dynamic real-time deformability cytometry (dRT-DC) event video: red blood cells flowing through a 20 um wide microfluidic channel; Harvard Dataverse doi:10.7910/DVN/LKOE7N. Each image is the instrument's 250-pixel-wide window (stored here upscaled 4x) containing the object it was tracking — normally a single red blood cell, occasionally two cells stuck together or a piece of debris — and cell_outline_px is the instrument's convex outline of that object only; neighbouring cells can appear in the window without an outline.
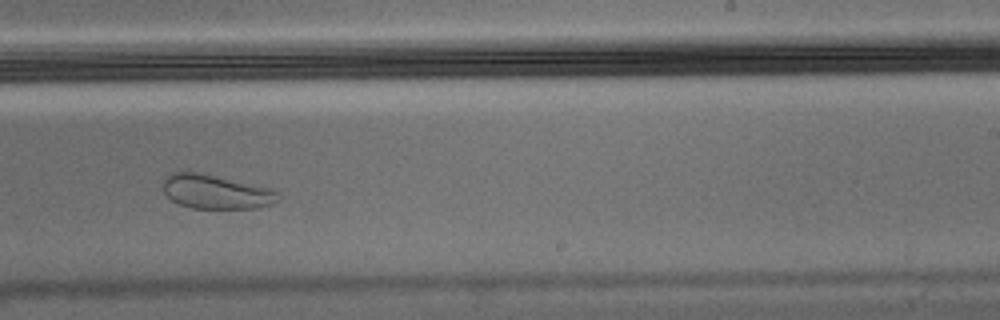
{"species": "Egyptian fruit bat (a non-hibernating species)", "species_latin": "Rousettus aegyptiacus", "temperature_condition": "warm", "stored_images_in_passage": 55, "camera_frame_rate_fps": 3000, "um_per_image_px": 0.085, "animal": {"sex": "male"}, "frame": {"image": 1, "passage_image": 34, "time_ms": 11.0, "image_size_px": [1000, 320], "cell_outline_px": [[280, 200], [272, 204], [256, 208], [192, 208], [180, 204], [172, 200], [164, 192], [164, 180], [172, 172], [200, 172], [268, 188], [280, 192]], "centroid_in_image_um": [18.39, 16.31], "position_along_channel_um": 270.6, "area_um2": 22.66}}
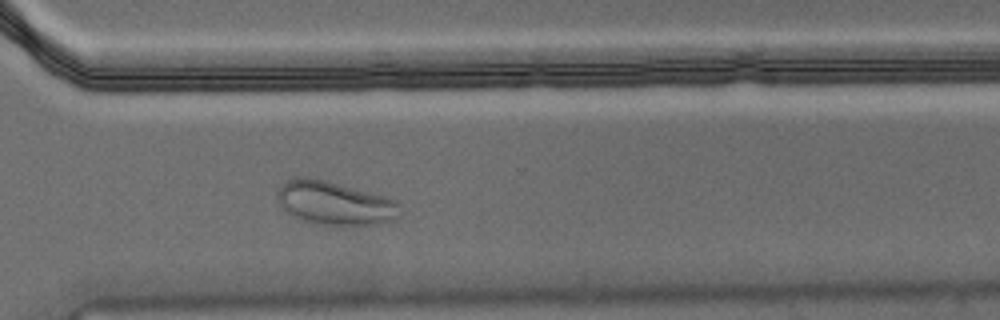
{"frame": {"image": 2, "passage_image": 40, "time_ms": 13.0, "image_size_px": [1000, 320], "cell_outline_px": [[404, 212], [396, 220], [380, 224], [312, 224], [296, 220], [284, 212], [276, 196], [276, 192], [280, 184], [284, 180], [296, 176], [312, 176], [384, 196], [396, 200], [400, 204]], "centroid_in_image_um": [28.41, 17.25], "position_along_channel_um": 342.2, "area_um2": 32.14}}
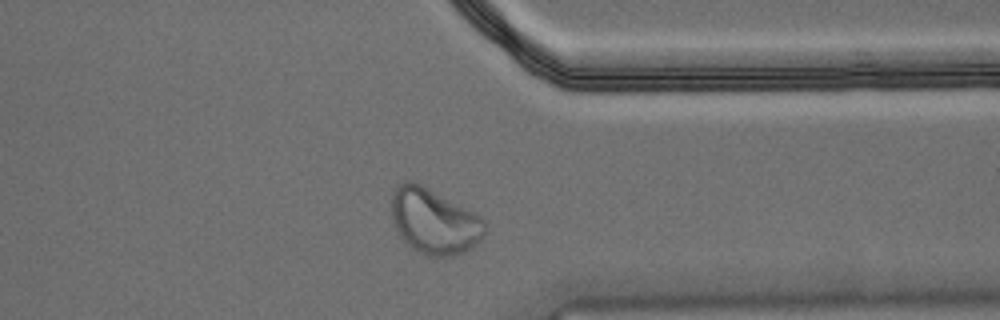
{"frame": {"image": 3, "passage_image": 43, "time_ms": 14.0, "image_size_px": [1000, 320], "cell_outline_px": [[484, 236], [472, 248], [456, 256], [428, 256], [412, 248], [400, 236], [392, 220], [392, 192], [404, 180], [412, 180], [420, 184], [480, 216], [484, 220]], "centroid_in_image_um": [36.89, 18.82], "position_along_channel_um": 374.5, "area_um2": 35.14}}